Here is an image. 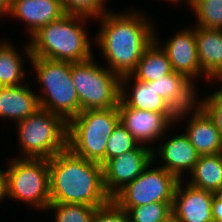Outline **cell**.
<instances>
[{
  "instance_id": "21",
  "label": "cell",
  "mask_w": 222,
  "mask_h": 222,
  "mask_svg": "<svg viewBox=\"0 0 222 222\" xmlns=\"http://www.w3.org/2000/svg\"><path fill=\"white\" fill-rule=\"evenodd\" d=\"M132 83L131 91L121 90L120 100L126 106L157 113H177L163 97L157 95L151 82H142L134 78ZM128 91L132 93L128 95Z\"/></svg>"
},
{
  "instance_id": "6",
  "label": "cell",
  "mask_w": 222,
  "mask_h": 222,
  "mask_svg": "<svg viewBox=\"0 0 222 222\" xmlns=\"http://www.w3.org/2000/svg\"><path fill=\"white\" fill-rule=\"evenodd\" d=\"M17 126L22 158L50 159L67 148L68 122L49 110L39 108Z\"/></svg>"
},
{
  "instance_id": "3",
  "label": "cell",
  "mask_w": 222,
  "mask_h": 222,
  "mask_svg": "<svg viewBox=\"0 0 222 222\" xmlns=\"http://www.w3.org/2000/svg\"><path fill=\"white\" fill-rule=\"evenodd\" d=\"M90 17L65 14L40 28L25 46L26 56L65 62H81L93 57L91 39L83 26ZM83 19V20H82ZM83 25H82V23Z\"/></svg>"
},
{
  "instance_id": "34",
  "label": "cell",
  "mask_w": 222,
  "mask_h": 222,
  "mask_svg": "<svg viewBox=\"0 0 222 222\" xmlns=\"http://www.w3.org/2000/svg\"><path fill=\"white\" fill-rule=\"evenodd\" d=\"M160 222H178L177 219L173 214H171L169 217H167L165 220L160 221Z\"/></svg>"
},
{
  "instance_id": "29",
  "label": "cell",
  "mask_w": 222,
  "mask_h": 222,
  "mask_svg": "<svg viewBox=\"0 0 222 222\" xmlns=\"http://www.w3.org/2000/svg\"><path fill=\"white\" fill-rule=\"evenodd\" d=\"M92 222H130V218L128 212L111 199L106 205L96 209Z\"/></svg>"
},
{
  "instance_id": "10",
  "label": "cell",
  "mask_w": 222,
  "mask_h": 222,
  "mask_svg": "<svg viewBox=\"0 0 222 222\" xmlns=\"http://www.w3.org/2000/svg\"><path fill=\"white\" fill-rule=\"evenodd\" d=\"M153 149L139 144L136 149L111 158L103 165V185L111 199L153 163Z\"/></svg>"
},
{
  "instance_id": "24",
  "label": "cell",
  "mask_w": 222,
  "mask_h": 222,
  "mask_svg": "<svg viewBox=\"0 0 222 222\" xmlns=\"http://www.w3.org/2000/svg\"><path fill=\"white\" fill-rule=\"evenodd\" d=\"M197 16V26L222 30V0H188Z\"/></svg>"
},
{
  "instance_id": "16",
  "label": "cell",
  "mask_w": 222,
  "mask_h": 222,
  "mask_svg": "<svg viewBox=\"0 0 222 222\" xmlns=\"http://www.w3.org/2000/svg\"><path fill=\"white\" fill-rule=\"evenodd\" d=\"M158 144V150L153 149V159L159 154L164 165L160 167L174 175L178 180H182V173L186 170L191 173L200 155L191 144L185 132L170 138L165 143ZM185 170V171H184Z\"/></svg>"
},
{
  "instance_id": "19",
  "label": "cell",
  "mask_w": 222,
  "mask_h": 222,
  "mask_svg": "<svg viewBox=\"0 0 222 222\" xmlns=\"http://www.w3.org/2000/svg\"><path fill=\"white\" fill-rule=\"evenodd\" d=\"M156 35L154 34V41L144 50L134 72L121 78V90L130 89L128 82L132 81L133 78L142 82H151L173 72L168 56L160 48L161 44L159 42L161 41Z\"/></svg>"
},
{
  "instance_id": "13",
  "label": "cell",
  "mask_w": 222,
  "mask_h": 222,
  "mask_svg": "<svg viewBox=\"0 0 222 222\" xmlns=\"http://www.w3.org/2000/svg\"><path fill=\"white\" fill-rule=\"evenodd\" d=\"M193 109V112H192ZM195 111V112H194ZM191 114L185 135L195 147L200 156L222 153V139L214 121L208 113L197 103L187 111L178 113L177 121Z\"/></svg>"
},
{
  "instance_id": "32",
  "label": "cell",
  "mask_w": 222,
  "mask_h": 222,
  "mask_svg": "<svg viewBox=\"0 0 222 222\" xmlns=\"http://www.w3.org/2000/svg\"><path fill=\"white\" fill-rule=\"evenodd\" d=\"M7 196V173L0 170V201Z\"/></svg>"
},
{
  "instance_id": "33",
  "label": "cell",
  "mask_w": 222,
  "mask_h": 222,
  "mask_svg": "<svg viewBox=\"0 0 222 222\" xmlns=\"http://www.w3.org/2000/svg\"><path fill=\"white\" fill-rule=\"evenodd\" d=\"M12 0H0V16L4 17V14H9L11 9ZM0 17V18H1Z\"/></svg>"
},
{
  "instance_id": "17",
  "label": "cell",
  "mask_w": 222,
  "mask_h": 222,
  "mask_svg": "<svg viewBox=\"0 0 222 222\" xmlns=\"http://www.w3.org/2000/svg\"><path fill=\"white\" fill-rule=\"evenodd\" d=\"M195 39L205 79L222 81V30L196 26Z\"/></svg>"
},
{
  "instance_id": "8",
  "label": "cell",
  "mask_w": 222,
  "mask_h": 222,
  "mask_svg": "<svg viewBox=\"0 0 222 222\" xmlns=\"http://www.w3.org/2000/svg\"><path fill=\"white\" fill-rule=\"evenodd\" d=\"M7 167V196L46 210L51 203L48 159L11 158Z\"/></svg>"
},
{
  "instance_id": "27",
  "label": "cell",
  "mask_w": 222,
  "mask_h": 222,
  "mask_svg": "<svg viewBox=\"0 0 222 222\" xmlns=\"http://www.w3.org/2000/svg\"><path fill=\"white\" fill-rule=\"evenodd\" d=\"M139 143L119 122L113 129L106 145V162L130 150L136 149Z\"/></svg>"
},
{
  "instance_id": "23",
  "label": "cell",
  "mask_w": 222,
  "mask_h": 222,
  "mask_svg": "<svg viewBox=\"0 0 222 222\" xmlns=\"http://www.w3.org/2000/svg\"><path fill=\"white\" fill-rule=\"evenodd\" d=\"M22 58L11 43H0V87L24 84L26 72Z\"/></svg>"
},
{
  "instance_id": "12",
  "label": "cell",
  "mask_w": 222,
  "mask_h": 222,
  "mask_svg": "<svg viewBox=\"0 0 222 222\" xmlns=\"http://www.w3.org/2000/svg\"><path fill=\"white\" fill-rule=\"evenodd\" d=\"M179 180L173 198L172 214L178 222H214L212 217L213 192L199 189Z\"/></svg>"
},
{
  "instance_id": "15",
  "label": "cell",
  "mask_w": 222,
  "mask_h": 222,
  "mask_svg": "<svg viewBox=\"0 0 222 222\" xmlns=\"http://www.w3.org/2000/svg\"><path fill=\"white\" fill-rule=\"evenodd\" d=\"M67 14L61 0H12L8 15L23 20L30 37L45 25Z\"/></svg>"
},
{
  "instance_id": "18",
  "label": "cell",
  "mask_w": 222,
  "mask_h": 222,
  "mask_svg": "<svg viewBox=\"0 0 222 222\" xmlns=\"http://www.w3.org/2000/svg\"><path fill=\"white\" fill-rule=\"evenodd\" d=\"M151 83L157 95L163 97L177 113L193 108L198 102L194 82L183 74L173 71Z\"/></svg>"
},
{
  "instance_id": "9",
  "label": "cell",
  "mask_w": 222,
  "mask_h": 222,
  "mask_svg": "<svg viewBox=\"0 0 222 222\" xmlns=\"http://www.w3.org/2000/svg\"><path fill=\"white\" fill-rule=\"evenodd\" d=\"M149 167H152L151 164L112 198L119 207L173 202L179 180L162 167Z\"/></svg>"
},
{
  "instance_id": "20",
  "label": "cell",
  "mask_w": 222,
  "mask_h": 222,
  "mask_svg": "<svg viewBox=\"0 0 222 222\" xmlns=\"http://www.w3.org/2000/svg\"><path fill=\"white\" fill-rule=\"evenodd\" d=\"M39 108L38 94L28 84L0 87V118H13L18 123Z\"/></svg>"
},
{
  "instance_id": "31",
  "label": "cell",
  "mask_w": 222,
  "mask_h": 222,
  "mask_svg": "<svg viewBox=\"0 0 222 222\" xmlns=\"http://www.w3.org/2000/svg\"><path fill=\"white\" fill-rule=\"evenodd\" d=\"M212 217L214 222H222V193H215L212 201Z\"/></svg>"
},
{
  "instance_id": "30",
  "label": "cell",
  "mask_w": 222,
  "mask_h": 222,
  "mask_svg": "<svg viewBox=\"0 0 222 222\" xmlns=\"http://www.w3.org/2000/svg\"><path fill=\"white\" fill-rule=\"evenodd\" d=\"M198 104L212 118L222 139V88L216 90Z\"/></svg>"
},
{
  "instance_id": "1",
  "label": "cell",
  "mask_w": 222,
  "mask_h": 222,
  "mask_svg": "<svg viewBox=\"0 0 222 222\" xmlns=\"http://www.w3.org/2000/svg\"><path fill=\"white\" fill-rule=\"evenodd\" d=\"M138 13L135 10L122 14L107 11L97 18L101 20V28L96 33L95 43L107 60L108 68L120 78L134 72L144 50L154 41L153 24Z\"/></svg>"
},
{
  "instance_id": "11",
  "label": "cell",
  "mask_w": 222,
  "mask_h": 222,
  "mask_svg": "<svg viewBox=\"0 0 222 222\" xmlns=\"http://www.w3.org/2000/svg\"><path fill=\"white\" fill-rule=\"evenodd\" d=\"M120 123L139 144L150 143L164 137L165 131L175 123L178 113H157L126 106L121 100L118 105Z\"/></svg>"
},
{
  "instance_id": "26",
  "label": "cell",
  "mask_w": 222,
  "mask_h": 222,
  "mask_svg": "<svg viewBox=\"0 0 222 222\" xmlns=\"http://www.w3.org/2000/svg\"><path fill=\"white\" fill-rule=\"evenodd\" d=\"M173 202H154L138 207H120L128 212L130 222H160L172 214Z\"/></svg>"
},
{
  "instance_id": "4",
  "label": "cell",
  "mask_w": 222,
  "mask_h": 222,
  "mask_svg": "<svg viewBox=\"0 0 222 222\" xmlns=\"http://www.w3.org/2000/svg\"><path fill=\"white\" fill-rule=\"evenodd\" d=\"M120 122L118 106L84 110L68 121L67 147L84 159L106 163V145Z\"/></svg>"
},
{
  "instance_id": "25",
  "label": "cell",
  "mask_w": 222,
  "mask_h": 222,
  "mask_svg": "<svg viewBox=\"0 0 222 222\" xmlns=\"http://www.w3.org/2000/svg\"><path fill=\"white\" fill-rule=\"evenodd\" d=\"M97 207L85 204L51 202L47 210H55V222H92Z\"/></svg>"
},
{
  "instance_id": "35",
  "label": "cell",
  "mask_w": 222,
  "mask_h": 222,
  "mask_svg": "<svg viewBox=\"0 0 222 222\" xmlns=\"http://www.w3.org/2000/svg\"><path fill=\"white\" fill-rule=\"evenodd\" d=\"M167 1H169L170 3H171V2H173V3H178L179 0H167ZM180 1H181V0H180Z\"/></svg>"
},
{
  "instance_id": "22",
  "label": "cell",
  "mask_w": 222,
  "mask_h": 222,
  "mask_svg": "<svg viewBox=\"0 0 222 222\" xmlns=\"http://www.w3.org/2000/svg\"><path fill=\"white\" fill-rule=\"evenodd\" d=\"M190 174L192 180L189 185L222 193V153L200 156Z\"/></svg>"
},
{
  "instance_id": "14",
  "label": "cell",
  "mask_w": 222,
  "mask_h": 222,
  "mask_svg": "<svg viewBox=\"0 0 222 222\" xmlns=\"http://www.w3.org/2000/svg\"><path fill=\"white\" fill-rule=\"evenodd\" d=\"M161 48L166 52L174 72L185 75L192 82L198 75L204 74L197 54L195 28L177 32Z\"/></svg>"
},
{
  "instance_id": "5",
  "label": "cell",
  "mask_w": 222,
  "mask_h": 222,
  "mask_svg": "<svg viewBox=\"0 0 222 222\" xmlns=\"http://www.w3.org/2000/svg\"><path fill=\"white\" fill-rule=\"evenodd\" d=\"M43 86L44 96L38 95L40 108L60 115L67 122L80 112L79 98L71 78V62L30 57Z\"/></svg>"
},
{
  "instance_id": "28",
  "label": "cell",
  "mask_w": 222,
  "mask_h": 222,
  "mask_svg": "<svg viewBox=\"0 0 222 222\" xmlns=\"http://www.w3.org/2000/svg\"><path fill=\"white\" fill-rule=\"evenodd\" d=\"M67 14H76L92 18L100 17L106 11L105 0H61ZM105 8V9H104Z\"/></svg>"
},
{
  "instance_id": "7",
  "label": "cell",
  "mask_w": 222,
  "mask_h": 222,
  "mask_svg": "<svg viewBox=\"0 0 222 222\" xmlns=\"http://www.w3.org/2000/svg\"><path fill=\"white\" fill-rule=\"evenodd\" d=\"M71 78L81 111L109 109L119 105L121 78L109 68L95 64L93 57L71 63Z\"/></svg>"
},
{
  "instance_id": "2",
  "label": "cell",
  "mask_w": 222,
  "mask_h": 222,
  "mask_svg": "<svg viewBox=\"0 0 222 222\" xmlns=\"http://www.w3.org/2000/svg\"><path fill=\"white\" fill-rule=\"evenodd\" d=\"M51 202L106 205L111 198L103 185V166L68 147L48 159Z\"/></svg>"
}]
</instances>
